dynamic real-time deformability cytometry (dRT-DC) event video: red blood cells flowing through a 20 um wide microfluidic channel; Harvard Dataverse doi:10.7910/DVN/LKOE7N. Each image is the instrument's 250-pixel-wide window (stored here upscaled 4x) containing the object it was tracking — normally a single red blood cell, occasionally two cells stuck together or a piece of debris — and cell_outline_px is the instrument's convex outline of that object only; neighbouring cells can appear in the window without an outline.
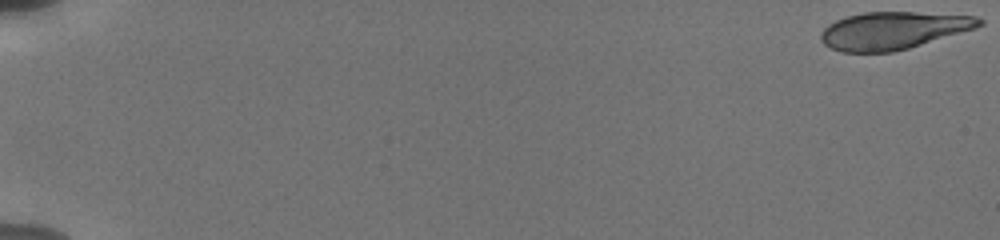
{"species": "human", "species_latin": "Homo sapiens", "temperature_condition": "cold", "stored_images_in_passage": 24, "camera_frame_rate_fps": 3000, "um_per_image_px": 0.085, "donor": {"sex": "male"}, "frame": {"image": 1, "passage_image": 1, "time_ms": 0.0, "image_size_px": [1000, 240], "cell_outline_px": [[984, 24], [976, 28], [908, 48], [892, 52], [840, 52], [824, 44], [820, 40], [820, 32], [828, 24], [836, 20], [848, 16], [864, 12], [916, 12], [976, 16], [984, 20]], "centroid_in_image_um": [75.91, 2.59], "position_along_channel_um": 9.1, "area_um2": 34.56}}
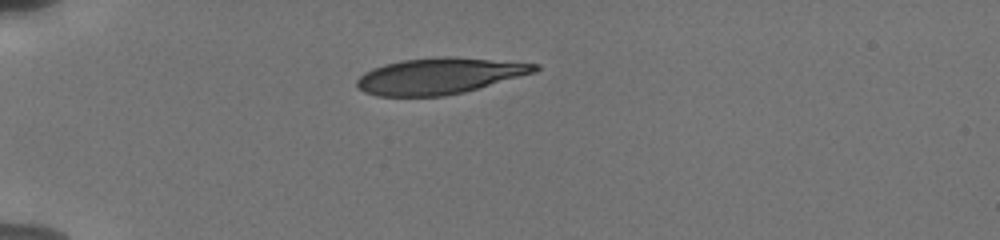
{"frame": {"image": 2, "passage_image": 15, "time_ms": 5.333, "image_size_px": [1000, 240], "cell_outline_px": [[540, 68], [536, 72], [464, 92], [444, 96], [376, 96], [364, 92], [356, 88], [356, 80], [364, 72], [372, 68], [384, 64], [404, 60], [444, 56], [452, 56], [540, 64]], "centroid_in_image_um": [37.33, 6.46], "position_along_channel_um": 47.7, "area_um2": 37.51}}
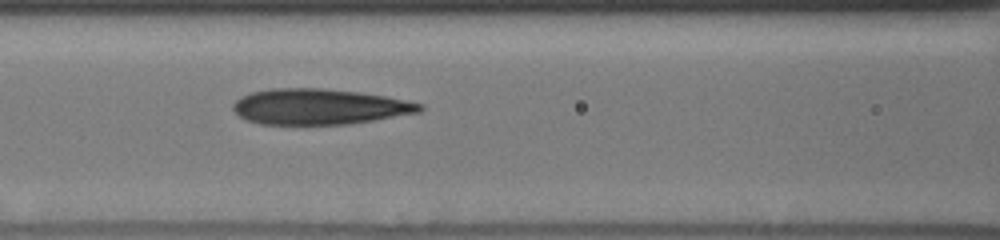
{"frame": {"image": 3, "passage_image": 23, "time_ms": 8.667, "image_size_px": [1000, 240], "cell_outline_px": [[424, 108], [420, 112], [348, 124], [260, 124], [248, 120], [240, 116], [232, 108], [232, 104], [240, 96], [252, 92], [272, 88], [320, 88], [360, 92], [384, 96], [424, 104]], "centroid_in_image_um": [27.12, 9.06], "position_along_channel_um": 139.5, "area_um2": 38.61}}